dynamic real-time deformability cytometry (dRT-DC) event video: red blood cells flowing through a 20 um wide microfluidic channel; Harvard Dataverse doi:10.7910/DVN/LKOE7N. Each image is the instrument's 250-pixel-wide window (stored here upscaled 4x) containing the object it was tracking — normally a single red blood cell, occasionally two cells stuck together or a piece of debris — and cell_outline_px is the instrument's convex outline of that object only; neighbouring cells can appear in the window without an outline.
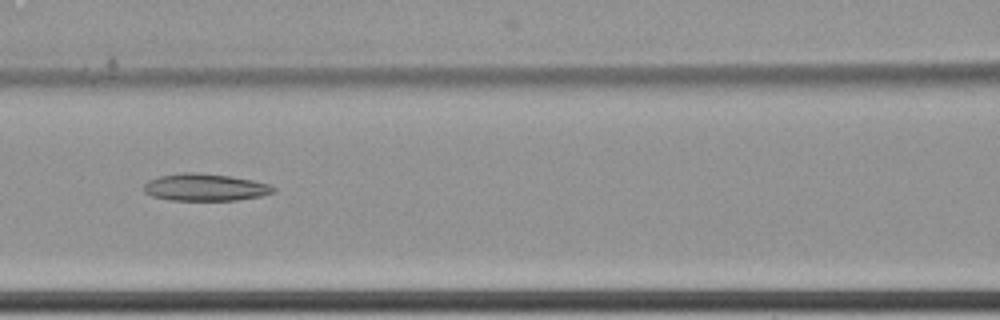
{"species": "common noctule bat (a hibernating species)", "species_latin": "Nyctalus noctula", "temperature_condition": "cold", "stored_images_in_passage": 14, "camera_frame_rate_fps": 3000, "um_per_image_px": 0.085, "animal": {"sex": "female", "body_mass_g": 22.7, "forearm_length_mm": 54.2}, "frame": {"image": 1, "passage_image": 8, "time_ms": 2.333, "image_size_px": [1000, 320], "cell_outline_px": [[276, 192], [260, 196], [236, 200], [172, 200], [152, 196], [144, 192], [144, 184], [148, 180], [160, 176], [180, 172], [192, 172], [228, 176], [252, 180], [268, 184], [276, 188]], "centroid_in_image_um": [17.42, 15.92], "position_along_channel_um": 149.2, "area_um2": 20.4}}
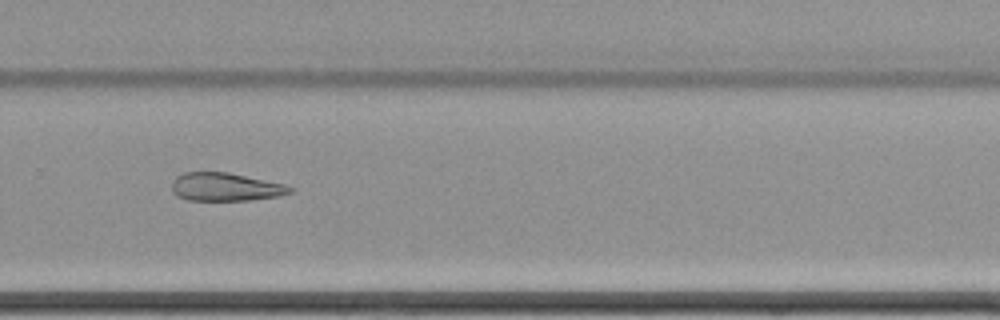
{"frame": {"image": 2, "passage_image": 12, "time_ms": 3.667, "image_size_px": [1000, 320], "cell_outline_px": [[296, 188], [292, 192], [280, 196], [252, 200], [188, 200], [176, 196], [172, 192], [172, 180], [176, 176], [184, 172], [228, 172], [284, 184]], "centroid_in_image_um": [19.16, 15.89], "position_along_channel_um": 310.6, "area_um2": 19.59}}
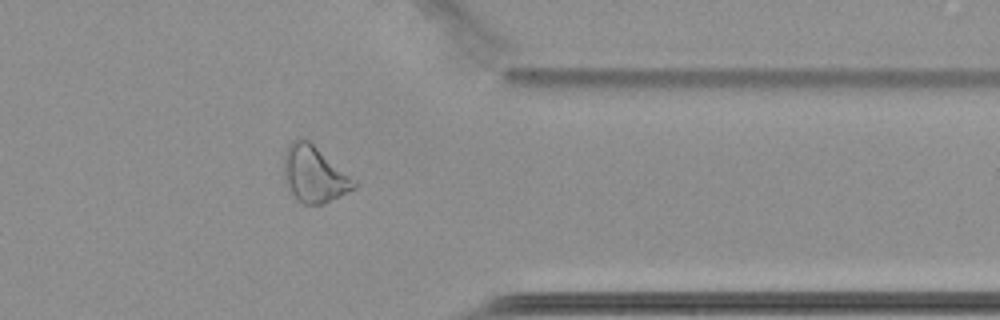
{"frame": {"image": 3, "passage_image": 14, "time_ms": 4.333, "image_size_px": [1000, 320], "cell_outline_px": [[356, 188], [324, 204], [304, 204], [296, 200], [288, 188], [284, 180], [284, 152], [288, 144], [292, 140], [300, 136], [304, 136], [356, 180]], "centroid_in_image_um": [26.68, 14.78], "position_along_channel_um": 384.7, "area_um2": 23.35}}